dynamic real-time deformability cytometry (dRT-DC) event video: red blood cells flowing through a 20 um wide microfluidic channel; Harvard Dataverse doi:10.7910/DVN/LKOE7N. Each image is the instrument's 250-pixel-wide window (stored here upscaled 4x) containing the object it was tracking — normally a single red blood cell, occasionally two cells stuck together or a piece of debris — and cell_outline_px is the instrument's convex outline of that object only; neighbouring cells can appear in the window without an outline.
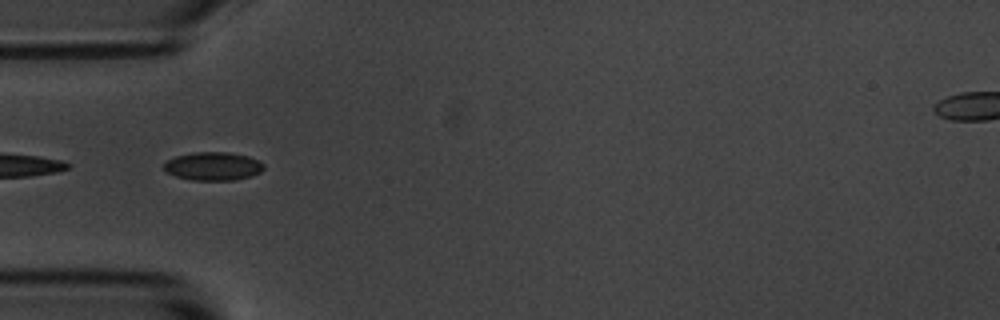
{"species": "common noctule bat (a hibernating species)", "species_latin": "Nyctalus noctula", "temperature_condition": "room temperature", "stored_images_in_passage": 3, "camera_frame_rate_fps": 3000, "um_per_image_px": 0.085, "animal": {"sex": "male", "body_mass_g": 20.1, "forearm_length_mm": 53.5}, "frame": {"image": 1, "passage_image": 1, "time_ms": 0.0, "image_size_px": [1000, 320], "cell_outline_px": [[264, 168], [260, 172], [252, 176], [236, 180], [192, 180], [176, 176], [168, 172], [164, 168], [164, 164], [168, 160], [176, 156], [192, 152], [228, 152], [248, 156], [264, 164]], "centroid_in_image_um": [18.13, 14.13], "position_along_channel_um": 66.9, "area_um2": 16.42}}
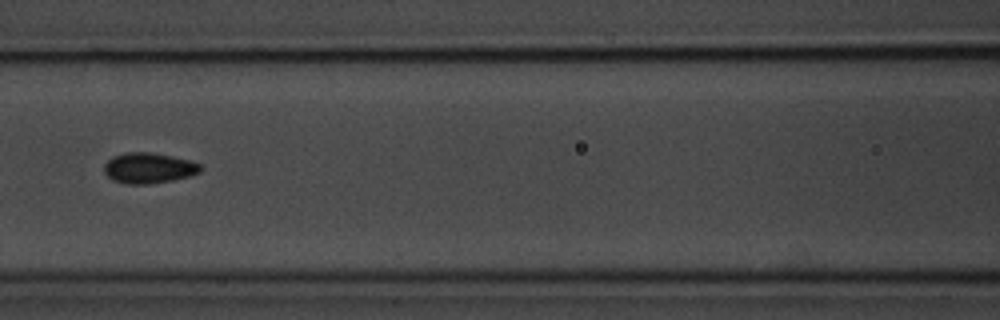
{"frame": {"image": 2, "passage_image": 3, "time_ms": 2.333, "image_size_px": [1000, 320], "cell_outline_px": [[204, 168], [200, 172], [188, 176], [172, 180], [148, 184], [128, 184], [112, 180], [104, 172], [104, 164], [112, 156], [128, 152], [152, 152], [192, 160], [200, 164]], "centroid_in_image_um": [12.65, 14.27], "position_along_channel_um": 153.9, "area_um2": 17.28}}